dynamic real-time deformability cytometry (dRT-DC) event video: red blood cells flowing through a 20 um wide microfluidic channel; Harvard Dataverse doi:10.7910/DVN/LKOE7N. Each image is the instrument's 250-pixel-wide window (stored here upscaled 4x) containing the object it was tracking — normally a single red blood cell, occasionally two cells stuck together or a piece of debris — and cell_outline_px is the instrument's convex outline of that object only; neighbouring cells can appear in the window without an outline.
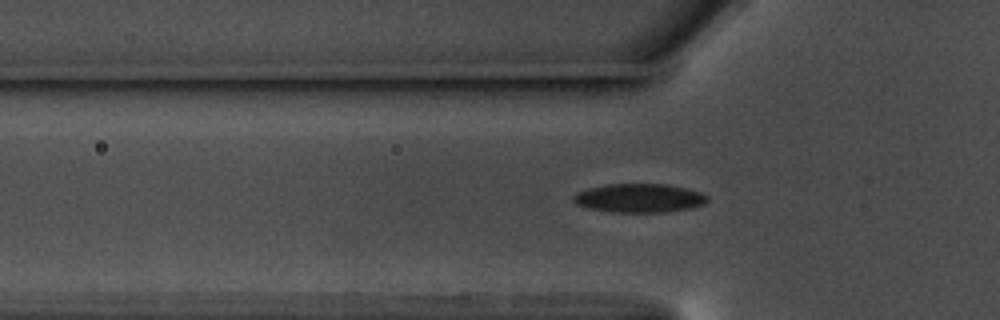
{"species": "common noctule bat (a hibernating species)", "species_latin": "Nyctalus noctula", "temperature_condition": "warm", "stored_images_in_passage": 45, "camera_frame_rate_fps": 3000, "um_per_image_px": 0.085, "animal": {"sex": "male", "body_mass_g": 17.5, "forearm_length_mm": 52.3}, "frame": {"image": 1, "passage_image": 12, "time_ms": 3.667, "image_size_px": [1000, 320], "cell_outline_px": [[708, 200], [704, 204], [692, 208], [664, 212], [612, 212], [588, 208], [576, 204], [572, 200], [572, 196], [580, 192], [592, 188], [608, 184], [668, 184], [688, 188], [700, 192], [708, 196]], "centroid_in_image_um": [54.38, 16.84], "position_along_channel_um": 71.4, "area_um2": 22.43}}
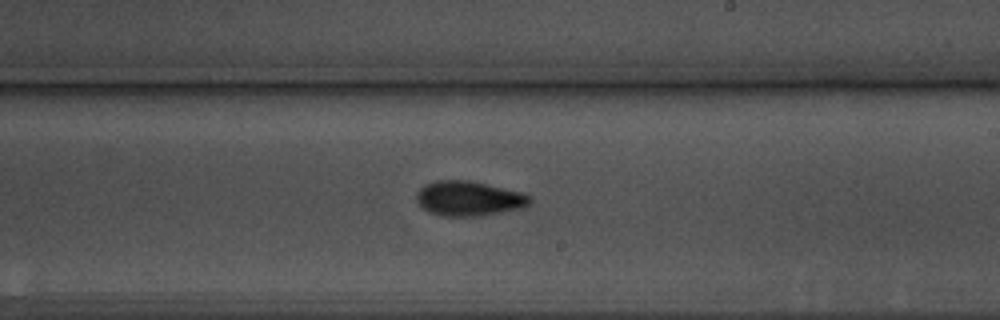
{"frame": {"image": 2, "passage_image": 27, "time_ms": 8.667, "image_size_px": [1000, 320], "cell_outline_px": [[532, 200], [528, 204], [520, 208], [480, 216], [444, 216], [428, 212], [416, 200], [416, 192], [424, 184], [436, 180], [468, 180], [520, 192], [532, 196]], "centroid_in_image_um": [39.81, 16.87], "position_along_channel_um": 249.2, "area_um2": 22.83}}
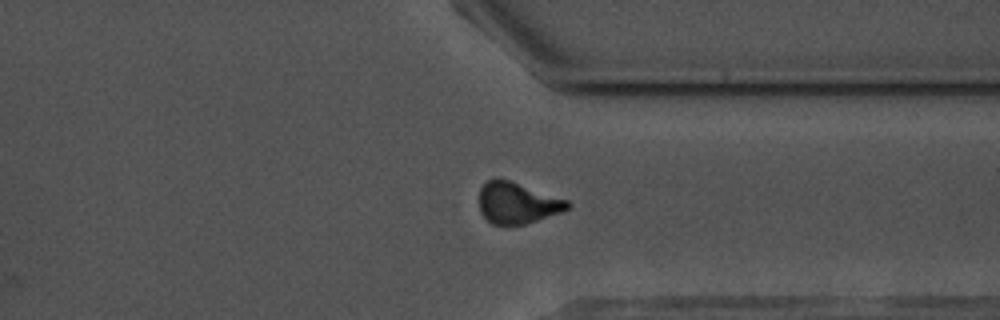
{"frame": {"image": 3, "passage_image": 37, "time_ms": 12.0, "image_size_px": [1000, 320], "cell_outline_px": [[572, 208], [524, 224], [492, 224], [480, 212], [480, 188], [488, 180], [496, 176], [568, 200], [572, 204]], "centroid_in_image_um": [43.97, 17.23], "position_along_channel_um": 367.4, "area_um2": 21.04}, "authors_computed_cell_mechanics": {"area_um2": 21.7906, "velocity_mm_per_s": 3.56, "shape_relaxation_time_tau1_ms": 3.9828, "shape_relaxation_time_tau2_ms": 2.9295, "deformation_change_tau1": 0.1327, "deformation_change_tau2": 0.0964}}